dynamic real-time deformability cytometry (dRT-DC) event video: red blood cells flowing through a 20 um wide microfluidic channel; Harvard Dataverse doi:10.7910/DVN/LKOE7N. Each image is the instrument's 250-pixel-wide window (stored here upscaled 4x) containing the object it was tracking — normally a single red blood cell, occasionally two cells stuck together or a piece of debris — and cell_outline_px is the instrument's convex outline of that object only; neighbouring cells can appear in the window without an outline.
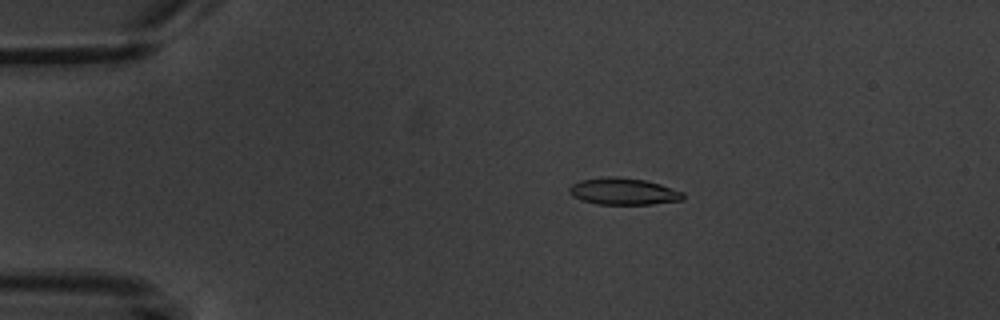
{"species": "common noctule bat (a hibernating species)", "species_latin": "Nyctalus noctula", "temperature_condition": "warm", "stored_images_in_passage": 6, "camera_frame_rate_fps": 3000, "um_per_image_px": 0.085, "animal": {"sex": "male", "body_mass_g": 20.1, "forearm_length_mm": 53.5}, "frame": {"image": 1, "passage_image": 4, "time_ms": 3.333, "image_size_px": [1000, 320], "cell_outline_px": [[684, 200], [652, 204], [596, 204], [580, 200], [572, 196], [568, 192], [568, 188], [572, 184], [580, 180], [608, 176], [616, 176], [644, 180], [660, 184], [684, 192]], "centroid_in_image_um": [52.97, 16.27], "position_along_channel_um": 32.0, "area_um2": 17.92}}